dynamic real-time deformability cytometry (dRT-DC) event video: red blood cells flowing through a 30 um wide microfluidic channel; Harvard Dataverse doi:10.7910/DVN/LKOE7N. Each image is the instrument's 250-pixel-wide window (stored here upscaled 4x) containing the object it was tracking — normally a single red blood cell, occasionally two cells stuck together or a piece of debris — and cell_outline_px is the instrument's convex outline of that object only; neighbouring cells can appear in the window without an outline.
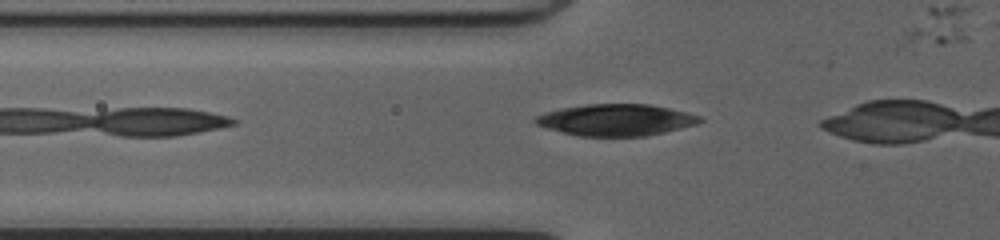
{"species": "common noctule bat (a hibernating species)", "species_latin": "Nyctalus noctula", "temperature_condition": "cold", "stored_images_in_passage": 5, "camera_frame_rate_fps": 3000, "um_per_image_px": 0.085, "animal": {"sex": "female", "body_mass_g": 20.0, "forearm_length_mm": 54.0}, "frame": {"image": 1, "passage_image": 2, "time_ms": 0.333, "image_size_px": [1000, 240], "cell_outline_px": [[704, 120], [696, 124], [664, 132], [644, 136], [580, 136], [548, 128], [536, 124], [532, 120], [536, 116], [544, 112], [560, 108], [588, 104], [652, 104], [700, 116]], "centroid_in_image_um": [52.34, 10.19], "position_along_channel_um": 73.5, "area_um2": 30.06}}